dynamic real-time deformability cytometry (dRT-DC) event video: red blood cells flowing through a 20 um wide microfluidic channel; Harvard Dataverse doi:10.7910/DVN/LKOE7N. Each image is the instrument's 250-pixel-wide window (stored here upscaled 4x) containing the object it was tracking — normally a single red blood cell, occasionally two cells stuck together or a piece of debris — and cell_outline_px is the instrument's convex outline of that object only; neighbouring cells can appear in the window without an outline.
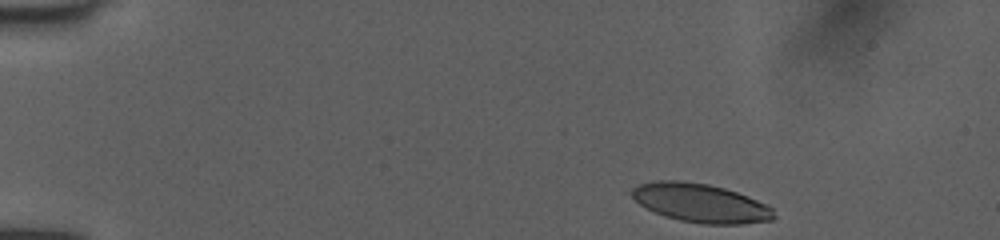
{"species": "human", "species_latin": "Homo sapiens", "temperature_condition": "room temperature", "stored_images_in_passage": 45, "camera_frame_rate_fps": 3000, "um_per_image_px": 0.085, "donor": {"sex": "female"}, "frame": {"image": 1, "passage_image": 1, "time_ms": 0.0, "image_size_px": [1000, 240], "cell_outline_px": [[776, 216], [772, 220], [740, 224], [704, 224], [680, 220], [664, 216], [640, 204], [632, 196], [632, 188], [636, 184], [652, 180], [680, 180], [708, 184], [724, 188], [748, 196], [772, 208]], "centroid_in_image_um": [59.53, 17.24], "position_along_channel_um": 25.5, "area_um2": 31.96}}
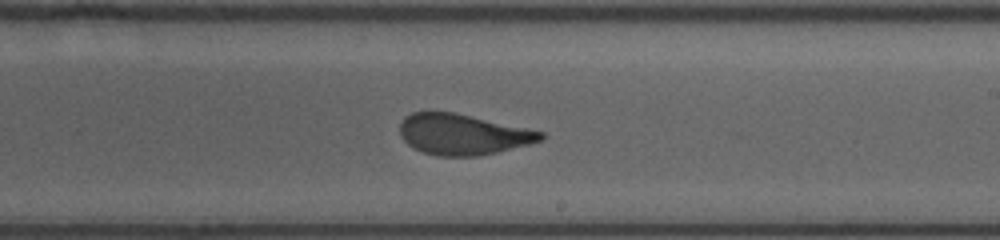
{"frame": {"image": 2, "passage_image": 25, "time_ms": 8.0, "image_size_px": [1000, 240], "cell_outline_px": [[544, 140], [496, 152], [476, 156], [436, 156], [412, 148], [400, 136], [400, 124], [404, 116], [412, 112], [452, 112], [544, 132]], "centroid_in_image_um": [39.29, 11.43], "position_along_channel_um": 249.7, "area_um2": 33.12}}
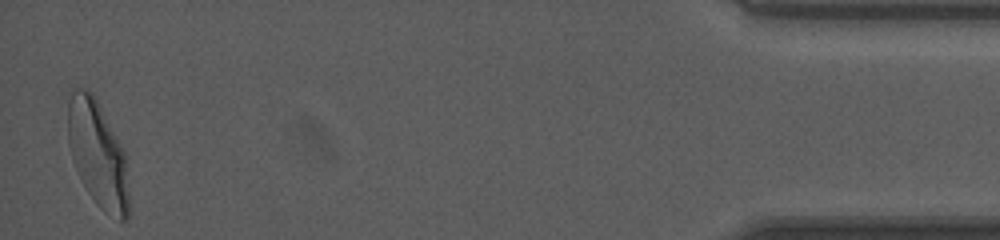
{"frame": {"image": 3, "passage_image": 44, "time_ms": 14.333, "image_size_px": [1000, 240], "cell_outline_px": [[128, 216], [124, 220], [120, 220], [104, 212], [96, 204], [88, 192], [72, 160], [68, 144], [68, 100], [72, 88], [84, 88], [92, 92], [120, 144], [124, 152], [128, 196]], "centroid_in_image_um": [8.27, 13.08], "position_along_channel_um": 426.9, "area_um2": 37.11}, "authors_computed_cell_mechanics": {"area_um2": 34.5644, "velocity_mm_per_s": 4.0339, "shape_relaxation_time_tau1_ms": 5.1705, "shape_relaxation_time_tau2_ms": 0.8975, "deformation_change_tau1": 0.1886, "deformation_change_tau2": 0.0773}}